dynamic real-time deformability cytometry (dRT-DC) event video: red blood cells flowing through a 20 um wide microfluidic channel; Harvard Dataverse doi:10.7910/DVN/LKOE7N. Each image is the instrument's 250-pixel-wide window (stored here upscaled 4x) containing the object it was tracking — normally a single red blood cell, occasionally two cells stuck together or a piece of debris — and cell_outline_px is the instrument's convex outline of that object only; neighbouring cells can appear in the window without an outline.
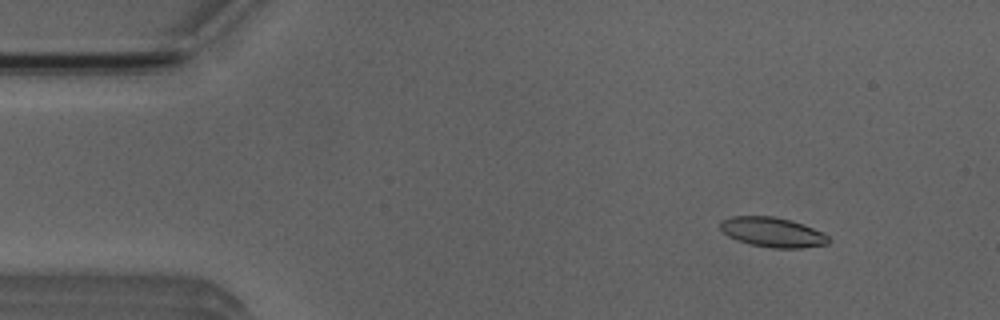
{"species": "Egyptian fruit bat (a non-hibernating species)", "species_latin": "Rousettus aegyptiacus", "temperature_condition": "room temperature", "stored_images_in_passage": 52, "camera_frame_rate_fps": 3000, "um_per_image_px": 0.085, "animal": {"sex": "male"}, "frame": {"image": 1, "passage_image": 6, "time_ms": 1.667, "image_size_px": [1000, 320], "cell_outline_px": [[832, 240], [828, 244], [804, 248], [772, 248], [752, 244], [736, 240], [728, 236], [720, 228], [720, 220], [732, 216], [772, 216], [792, 220], [812, 228], [828, 236]], "centroid_in_image_um": [65.66, 19.74], "position_along_channel_um": 19.3, "area_um2": 18.79}}
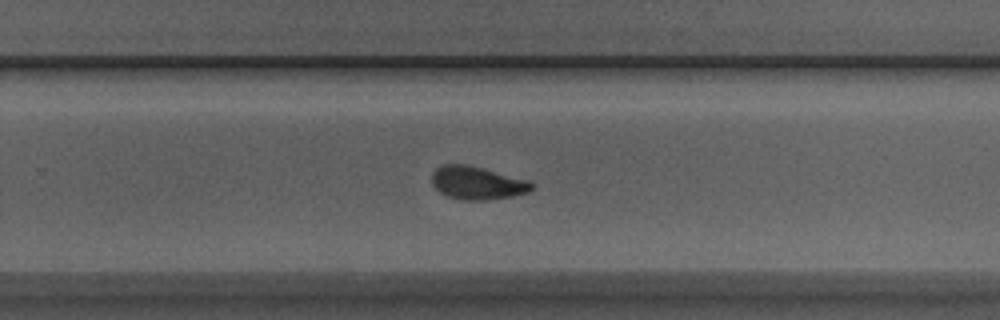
{"frame": {"image": 2, "passage_image": 33, "time_ms": 10.667, "image_size_px": [1000, 320], "cell_outline_px": [[536, 188], [528, 192], [512, 196], [488, 200], [460, 200], [448, 196], [440, 192], [432, 184], [432, 172], [436, 168], [444, 164], [468, 164], [532, 180], [536, 184]], "centroid_in_image_um": [40.63, 15.54], "position_along_channel_um": 289.2, "area_um2": 19.71}}
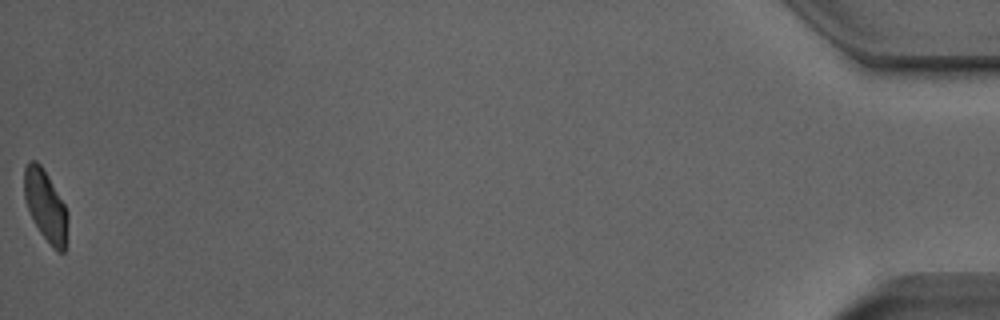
{"frame": {"image": 3, "passage_image": 52, "time_ms": 17.0, "image_size_px": [1000, 320], "cell_outline_px": [[68, 220], [64, 252], [56, 252], [52, 248], [40, 232], [28, 208], [24, 196], [24, 168], [28, 160], [36, 160], [40, 164], [48, 176], [64, 204], [68, 212]], "centroid_in_image_um": [3.87, 17.48], "position_along_channel_um": 431.3, "area_um2": 17.86}, "authors_computed_cell_mechanics": {"area_um2": 19.2185, "velocity_mm_per_s": 3.9285, "shape_relaxation_time_tau1_ms": 5.4664, "shape_relaxation_time_tau2_ms": 1.4543, "deformation_change_tau1": 0.1596, "deformation_change_tau2": 0.0723}}